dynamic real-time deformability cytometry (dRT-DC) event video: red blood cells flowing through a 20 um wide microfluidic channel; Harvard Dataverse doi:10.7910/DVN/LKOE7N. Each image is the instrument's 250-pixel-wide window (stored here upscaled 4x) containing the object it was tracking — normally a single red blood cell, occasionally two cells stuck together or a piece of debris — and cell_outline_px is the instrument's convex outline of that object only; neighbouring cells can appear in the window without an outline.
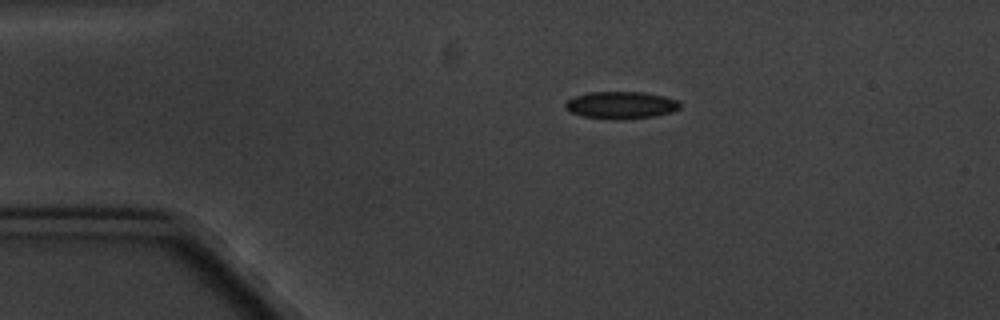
{"species": "common noctule bat (a hibernating species)", "species_latin": "Nyctalus noctula", "temperature_condition": "cold", "stored_images_in_passage": 8, "camera_frame_rate_fps": 3000, "um_per_image_px": 0.085, "animal": {"sex": "male", "body_mass_g": 20.1, "forearm_length_mm": 53.5}, "frame": {"image": 1, "passage_image": 1, "time_ms": 0.0, "image_size_px": [1000, 320], "cell_outline_px": [[680, 108], [672, 112], [656, 116], [580, 116], [564, 108], [564, 104], [568, 100], [576, 96], [588, 92], [644, 92], [664, 96], [676, 100], [680, 104]], "centroid_in_image_um": [52.79, 8.87], "position_along_channel_um": 32.2, "area_um2": 17.17}}
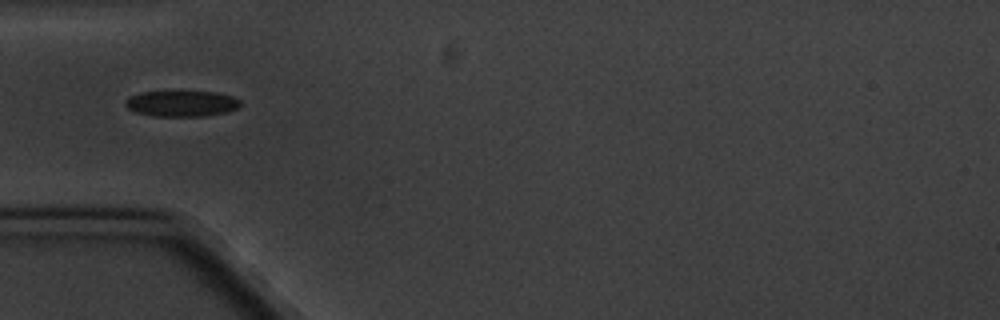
{"frame": {"image": 2, "passage_image": 3, "time_ms": 2.333, "image_size_px": [1000, 320], "cell_outline_px": [[240, 104], [236, 108], [224, 112], [200, 116], [152, 116], [136, 112], [128, 108], [124, 104], [132, 96], [140, 92], [216, 92], [232, 96], [240, 100]], "centroid_in_image_um": [15.43, 8.8], "position_along_channel_um": 69.6, "area_um2": 16.94}}
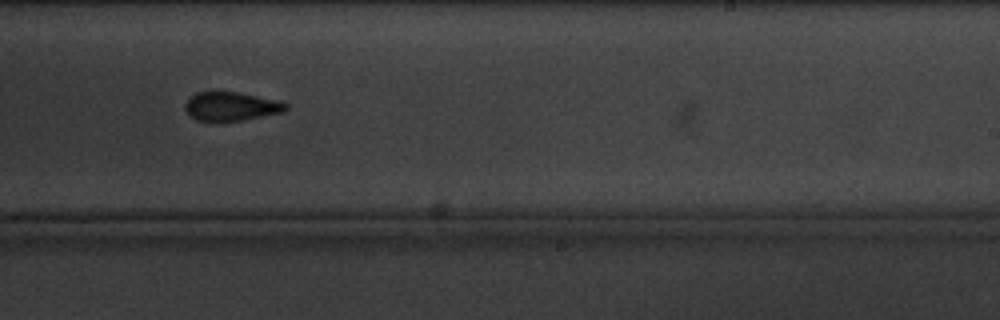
{"frame": {"image": 3, "passage_image": 8, "time_ms": 8.333, "image_size_px": [1000, 320], "cell_outline_px": [[288, 108], [284, 112], [240, 120], [212, 124], [196, 120], [184, 108], [184, 104], [196, 92], [240, 92], [276, 100], [288, 104]], "centroid_in_image_um": [19.62, 9.07], "position_along_channel_um": 269.4, "area_um2": 17.17}}